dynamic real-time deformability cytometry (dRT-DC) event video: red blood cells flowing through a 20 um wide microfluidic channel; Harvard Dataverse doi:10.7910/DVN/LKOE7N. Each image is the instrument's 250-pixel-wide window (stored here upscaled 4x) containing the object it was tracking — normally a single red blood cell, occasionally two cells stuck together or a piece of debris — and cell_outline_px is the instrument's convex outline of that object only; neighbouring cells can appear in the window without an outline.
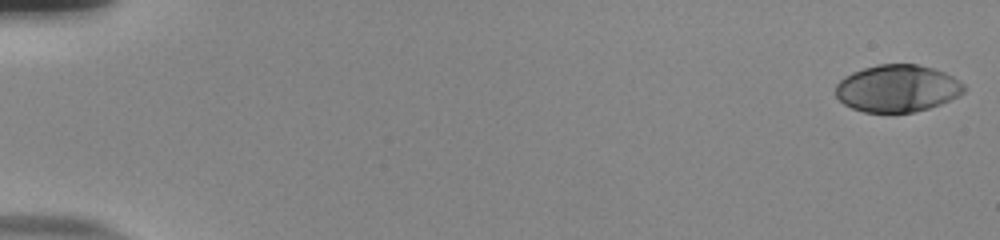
{"species": "human", "species_latin": "Homo sapiens", "temperature_condition": "room temperature", "stored_images_in_passage": 54, "camera_frame_rate_fps": 3000, "um_per_image_px": 0.085, "donor": {"sex": "male"}, "frame": {"image": 1, "passage_image": 1, "time_ms": 0.0, "image_size_px": [1000, 240], "cell_outline_px": [[968, 88], [964, 92], [940, 104], [928, 108], [912, 112], [864, 112], [852, 108], [844, 104], [836, 96], [836, 84], [844, 76], [852, 72], [876, 64], [916, 64], [932, 68], [944, 72], [960, 80]], "centroid_in_image_um": [76.27, 7.5], "position_along_channel_um": 8.7, "area_um2": 35.26}}
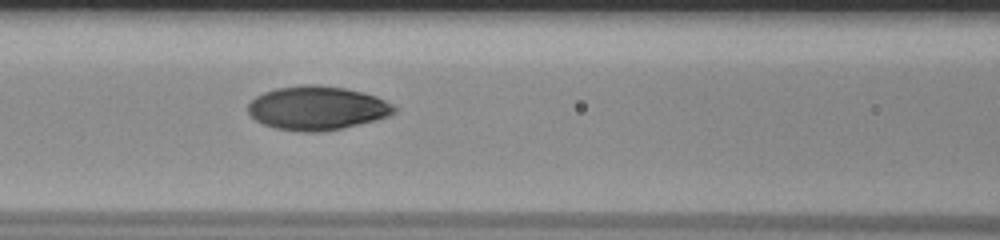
{"frame": {"image": 2, "passage_image": 25, "time_ms": 8.0, "image_size_px": [1000, 240], "cell_outline_px": [[396, 112], [388, 116], [376, 120], [344, 128], [320, 132], [300, 132], [276, 128], [264, 124], [256, 120], [248, 112], [248, 104], [256, 96], [264, 92], [276, 88], [304, 84], [316, 84], [344, 88], [364, 92], [376, 96], [392, 104], [396, 108]], "centroid_in_image_um": [26.96, 9.18], "position_along_channel_um": 139.6, "area_um2": 37.45}}
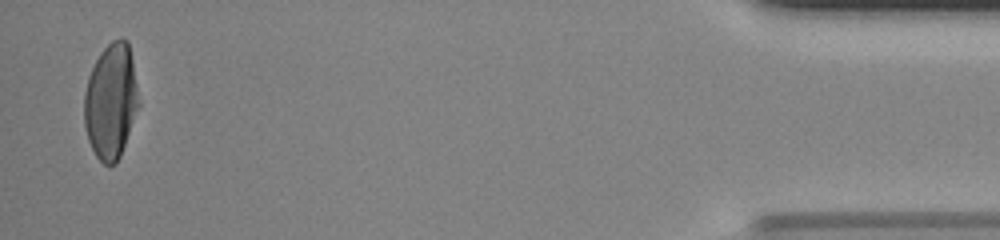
{"frame": {"image": 3, "passage_image": 53, "time_ms": 17.333, "image_size_px": [1000, 240], "cell_outline_px": [[140, 104], [120, 156], [116, 164], [104, 164], [96, 156], [88, 140], [84, 124], [84, 92], [88, 76], [100, 52], [112, 40], [128, 40], [132, 60]], "centroid_in_image_um": [9.42, 8.62], "position_along_channel_um": 425.8, "area_um2": 36.47}, "authors_computed_cell_mechanics": {"area_um2": 36.4429, "velocity_mm_per_s": 3.8747, "shape_relaxation_time_tau1_ms": 3.8684, "shape_relaxation_time_tau2_ms": null, "deformation_change_tau1": 0.1976, "deformation_change_tau2": null}}